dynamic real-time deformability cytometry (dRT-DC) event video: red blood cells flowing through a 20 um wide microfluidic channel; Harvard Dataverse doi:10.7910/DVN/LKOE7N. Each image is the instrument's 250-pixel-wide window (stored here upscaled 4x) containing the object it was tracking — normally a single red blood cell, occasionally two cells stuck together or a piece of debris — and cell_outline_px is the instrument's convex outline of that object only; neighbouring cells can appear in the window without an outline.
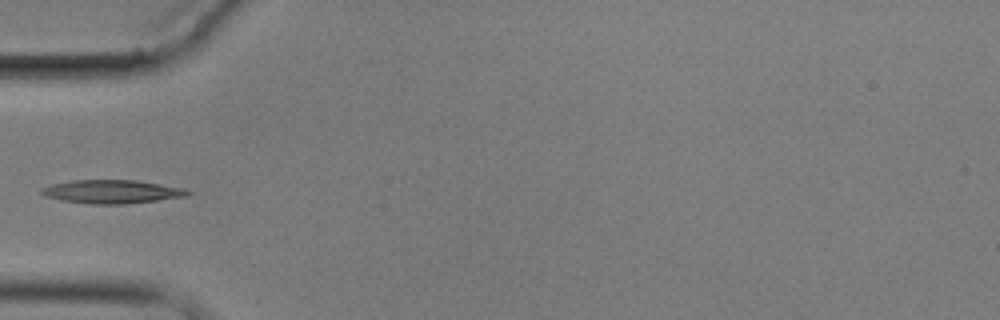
{"species": "common noctule bat (a hibernating species)", "species_latin": "Nyctalus noctula", "temperature_condition": "cold", "stored_images_in_passage": 5, "camera_frame_rate_fps": 3000, "um_per_image_px": 0.085, "animal": {"sex": "male", "body_mass_g": 17.9}, "frame": {"image": 1, "passage_image": 5, "time_ms": 6.0, "image_size_px": [1000, 320], "cell_outline_px": [[192, 192], [188, 196], [156, 200], [120, 204], [92, 204], [60, 200], [48, 196], [40, 192], [40, 188], [52, 184], [72, 180], [136, 180], [184, 188]], "centroid_in_image_um": [9.51, 16.28], "position_along_channel_um": 75.5, "area_um2": 19.83}}